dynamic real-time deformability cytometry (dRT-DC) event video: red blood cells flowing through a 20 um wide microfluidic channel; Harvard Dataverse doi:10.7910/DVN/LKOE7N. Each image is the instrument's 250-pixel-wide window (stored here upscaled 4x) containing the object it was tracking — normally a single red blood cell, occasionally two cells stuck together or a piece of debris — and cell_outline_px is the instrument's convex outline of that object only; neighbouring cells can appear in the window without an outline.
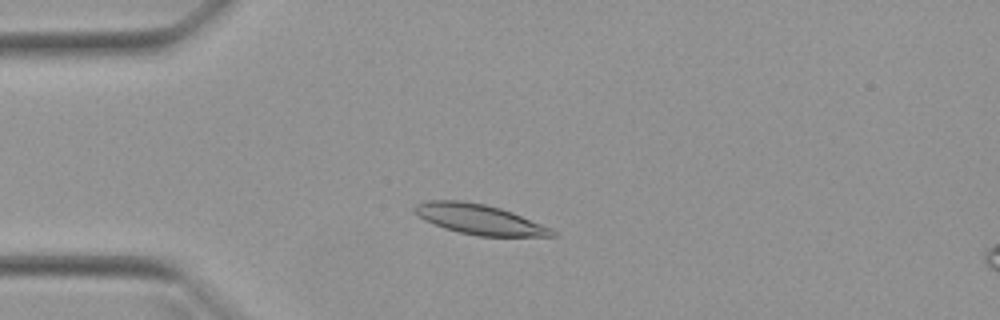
{"species": "Egyptian fruit bat (a non-hibernating species)", "species_latin": "Rousettus aegyptiacus", "temperature_condition": "warm", "stored_images_in_passage": 49, "camera_frame_rate_fps": 3000, "um_per_image_px": 0.085, "animal": {"sex": "female"}, "frame": {"image": 1, "passage_image": 11, "time_ms": 3.333, "image_size_px": [1000, 320], "cell_outline_px": [[556, 236], [480, 236], [460, 232], [444, 228], [424, 220], [412, 208], [416, 204], [428, 200], [460, 200], [484, 204], [500, 208], [512, 212], [552, 228], [556, 232]], "centroid_in_image_um": [40.75, 18.64], "position_along_channel_um": 44.2, "area_um2": 23.93}}
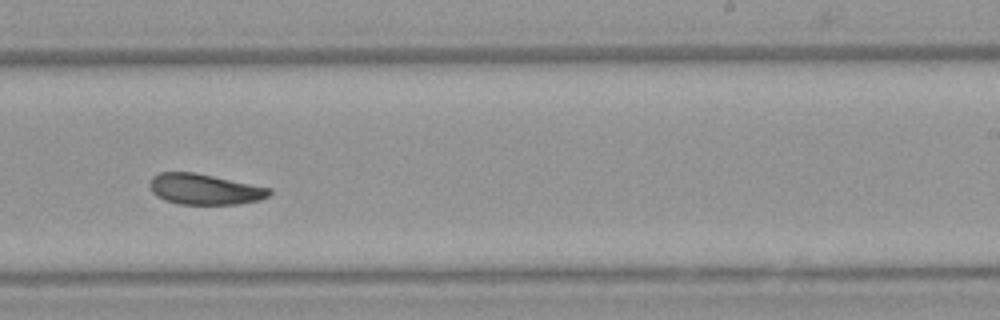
{"frame": {"image": 2, "passage_image": 30, "time_ms": 9.667, "image_size_px": [1000, 320], "cell_outline_px": [[272, 192], [268, 196], [260, 200], [240, 204], [180, 204], [164, 200], [156, 196], [152, 192], [148, 184], [152, 176], [160, 172], [196, 172], [272, 188]], "centroid_in_image_um": [17.39, 16.08], "position_along_channel_um": 271.6, "area_um2": 21.68}}
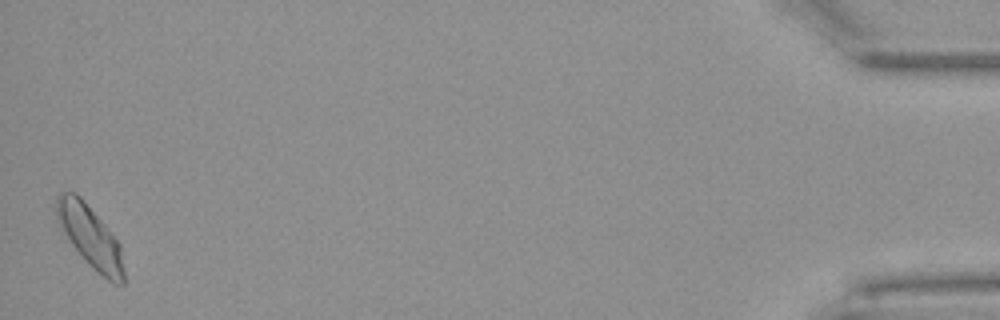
{"frame": {"image": 3, "passage_image": 49, "time_ms": 16.0, "image_size_px": [1000, 320], "cell_outline_px": [[124, 284], [112, 284], [92, 268], [72, 244], [60, 228], [56, 220], [56, 196], [60, 192], [76, 192], [80, 196], [112, 232], [120, 244], [124, 272]], "centroid_in_image_um": [7.66, 20.1], "position_along_channel_um": 427.5, "area_um2": 24.33}, "authors_computed_cell_mechanics": {"area_um2": 22.5998, "velocity_mm_per_s": 3.9341, "shape_relaxation_time_tau1_ms": 5.5473, "shape_relaxation_time_tau2_ms": 3.7534, "deformation_change_tau1": 0.1325, "deformation_change_tau2": 0.0932}}